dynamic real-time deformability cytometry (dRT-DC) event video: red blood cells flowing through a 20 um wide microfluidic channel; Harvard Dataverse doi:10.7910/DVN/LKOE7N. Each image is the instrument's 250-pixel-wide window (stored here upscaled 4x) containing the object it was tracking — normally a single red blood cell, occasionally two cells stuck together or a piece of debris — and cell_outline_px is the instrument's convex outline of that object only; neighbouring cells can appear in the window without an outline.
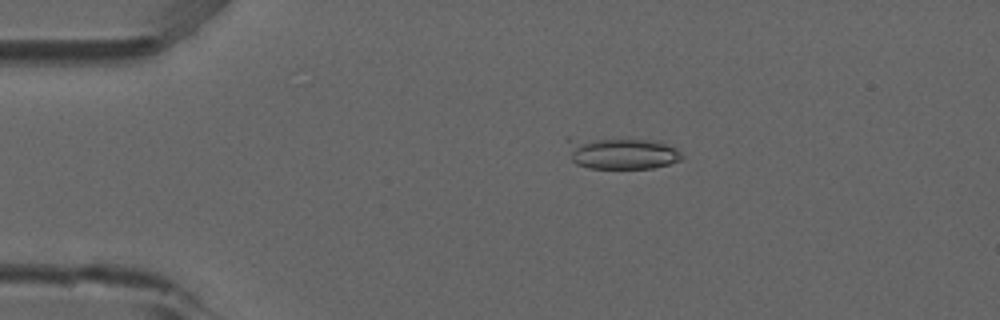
{"species": "common noctule bat (a hibernating species)", "species_latin": "Nyctalus noctula", "temperature_condition": "room temperature", "stored_images_in_passage": 53, "camera_frame_rate_fps": 3000, "um_per_image_px": 0.085, "animal": {"sex": "male", "forearm_length_mm": 52.5}, "frame": {"image": 1, "passage_image": 11, "time_ms": 3.333, "image_size_px": [1000, 320], "cell_outline_px": [[684, 156], [680, 160], [668, 164], [652, 168], [588, 168], [576, 164], [572, 160], [568, 140], [568, 136], [656, 140], [676, 148]], "centroid_in_image_um": [52.8, 12.99], "position_along_channel_um": 32.2, "area_um2": 21.56}}
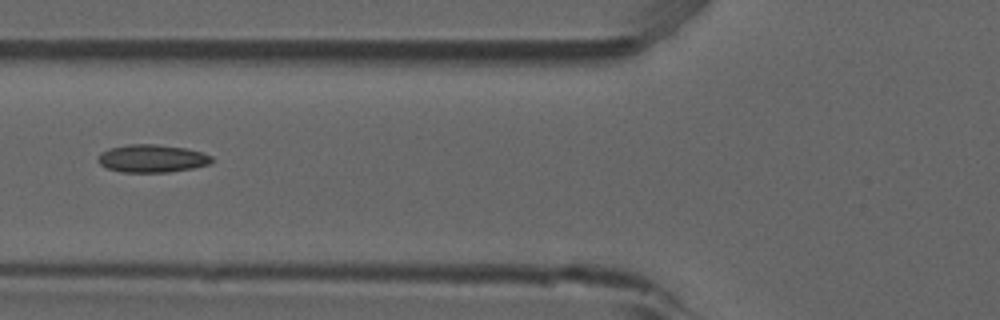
{"frame": {"image": 2, "passage_image": 21, "time_ms": 6.667, "image_size_px": [1000, 320], "cell_outline_px": [[212, 160], [208, 164], [192, 168], [168, 172], [124, 172], [108, 168], [100, 164], [96, 160], [100, 152], [108, 148], [128, 144], [156, 144], [188, 148], [212, 156]], "centroid_in_image_um": [12.88, 13.46], "position_along_channel_um": 112.9, "area_um2": 18.44}}
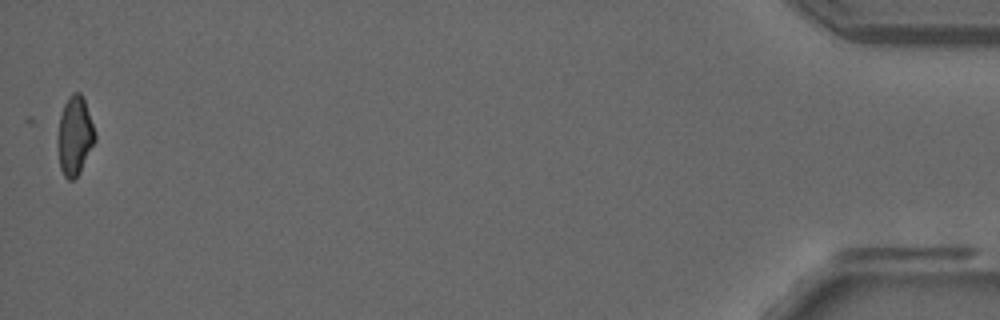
{"frame": {"image": 3, "passage_image": 53, "time_ms": 17.333, "image_size_px": [1000, 320], "cell_outline_px": [[96, 140], [80, 172], [72, 180], [68, 180], [64, 176], [60, 168], [56, 144], [56, 140], [60, 116], [64, 104], [68, 96], [72, 92], [80, 92], [84, 100], [96, 132]], "centroid_in_image_um": [6.34, 11.55], "position_along_channel_um": 428.9, "area_um2": 17.4}, "authors_computed_cell_mechanics": {"area_um2": 17.9758, "velocity_mm_per_s": 3.8659, "shape_relaxation_time_tau1_ms": null, "shape_relaxation_time_tau2_ms": 3.9543, "deformation_change_tau1": null, "deformation_change_tau2": 0.1121}}